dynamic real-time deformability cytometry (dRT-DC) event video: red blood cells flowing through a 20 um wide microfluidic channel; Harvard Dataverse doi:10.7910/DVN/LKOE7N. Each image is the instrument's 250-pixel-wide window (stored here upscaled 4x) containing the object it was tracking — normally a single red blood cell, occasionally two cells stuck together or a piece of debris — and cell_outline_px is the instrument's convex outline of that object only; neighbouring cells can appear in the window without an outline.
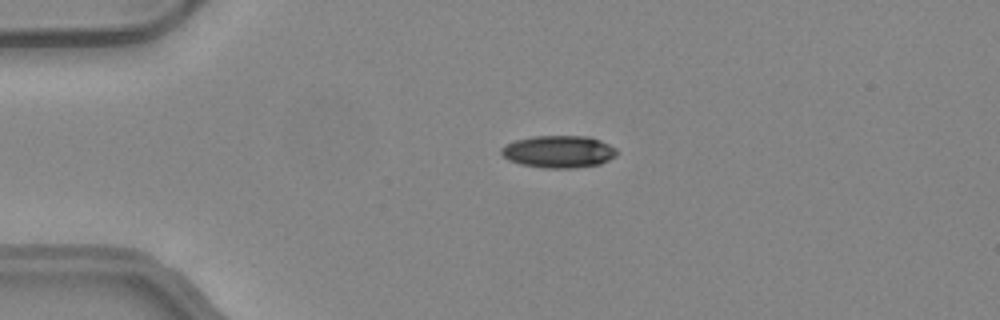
{"species": "common noctule bat (a hibernating species)", "species_latin": "Nyctalus noctula", "temperature_condition": "warm", "stored_images_in_passage": 49, "camera_frame_rate_fps": 3000, "um_per_image_px": 0.085, "animal": {"sex": "female", "body_mass_g": 24.6, "forearm_length_mm": 56.2}, "frame": {"image": 1, "passage_image": 11, "time_ms": 3.333, "image_size_px": [1000, 320], "cell_outline_px": [[616, 156], [600, 164], [572, 168], [544, 168], [520, 164], [508, 160], [500, 152], [500, 148], [516, 140], [532, 136], [588, 136], [600, 140], [616, 148]], "centroid_in_image_um": [47.48, 12.89], "position_along_channel_um": 37.5, "area_um2": 21.68}}
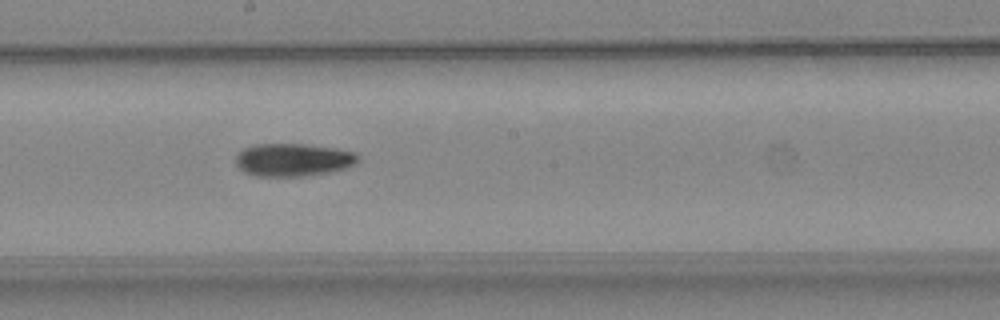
{"frame": {"image": 2, "passage_image": 27, "time_ms": 8.667, "image_size_px": [1000, 320], "cell_outline_px": [[360, 160], [356, 164], [348, 168], [332, 172], [308, 176], [256, 176], [244, 172], [236, 164], [236, 156], [244, 148], [256, 144], [308, 144], [336, 148], [356, 152], [360, 156]], "centroid_in_image_um": [24.99, 13.59], "position_along_channel_um": 223.2, "area_um2": 23.81}}
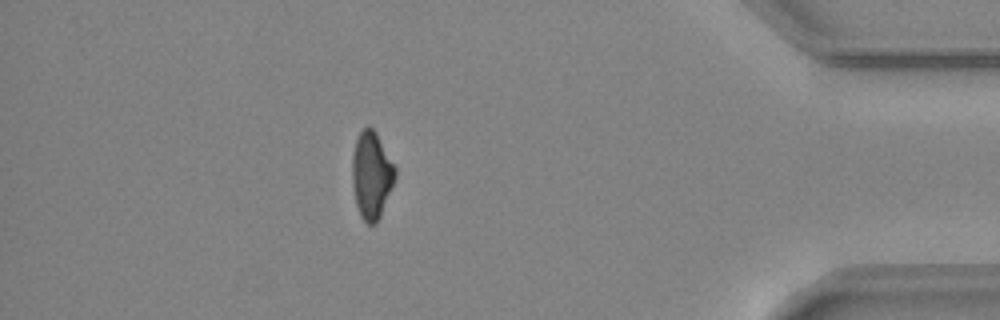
{"frame": {"image": 3, "passage_image": 43, "time_ms": 14.0, "image_size_px": [1000, 320], "cell_outline_px": [[396, 176], [380, 216], [376, 224], [368, 224], [360, 216], [356, 204], [352, 184], [352, 156], [356, 140], [360, 132], [364, 128], [372, 128], [376, 132], [396, 168]], "centroid_in_image_um": [31.57, 14.9], "position_along_channel_um": 403.6, "area_um2": 21.56}, "authors_computed_cell_mechanics": {"area_um2": 22.0796, "velocity_mm_per_s": 4.1964, "shape_relaxation_time_tau1_ms": 7.5557, "shape_relaxation_time_tau2_ms": null, "deformation_change_tau1": 0.1974, "deformation_change_tau2": null}}